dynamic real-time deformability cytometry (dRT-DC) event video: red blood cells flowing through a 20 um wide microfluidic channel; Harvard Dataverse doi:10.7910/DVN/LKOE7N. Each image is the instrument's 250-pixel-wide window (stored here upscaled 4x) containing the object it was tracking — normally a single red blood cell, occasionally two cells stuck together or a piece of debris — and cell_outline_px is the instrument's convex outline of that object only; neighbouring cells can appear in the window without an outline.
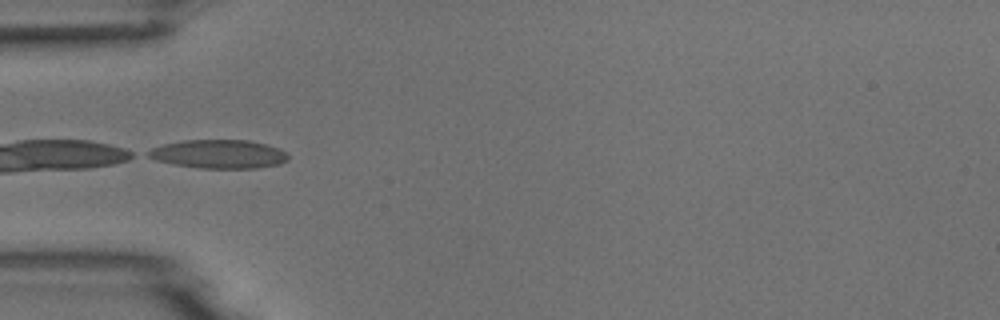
{"species": "common noctule bat (a hibernating species)", "species_latin": "Nyctalus noctula", "temperature_condition": "room temperature", "stored_images_in_passage": 8, "camera_frame_rate_fps": 3000, "um_per_image_px": 0.085, "animal": {"sex": "male", "body_mass_g": 18.8}, "frame": {"image": 1, "passage_image": 5, "time_ms": 4.667, "image_size_px": [1000, 320], "cell_outline_px": [[288, 160], [280, 164], [256, 168], [196, 168], [172, 164], [156, 160], [148, 156], [144, 152], [152, 148], [164, 144], [184, 140], [248, 140], [268, 144], [280, 148], [288, 156]], "centroid_in_image_um": [18.59, 13.09], "position_along_channel_um": 66.4, "area_um2": 23.52}}